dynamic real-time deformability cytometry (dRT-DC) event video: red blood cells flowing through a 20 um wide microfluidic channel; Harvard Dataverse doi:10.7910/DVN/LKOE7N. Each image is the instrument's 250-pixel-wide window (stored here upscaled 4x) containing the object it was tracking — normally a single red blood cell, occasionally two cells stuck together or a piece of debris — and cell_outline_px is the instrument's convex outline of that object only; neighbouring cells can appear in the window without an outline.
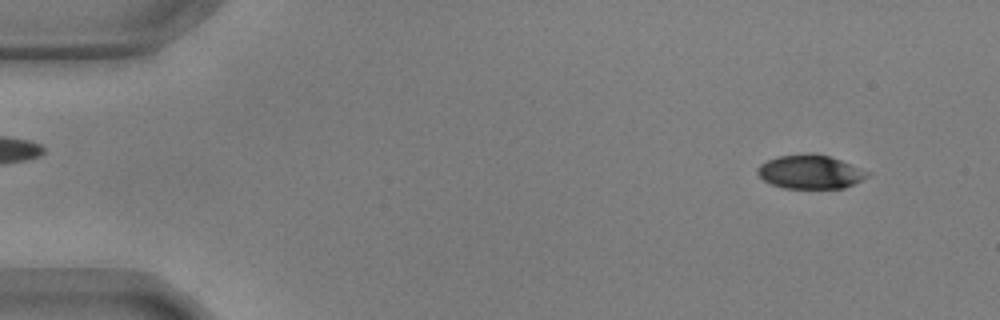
{"species": "common noctule bat (a hibernating species)", "species_latin": "Nyctalus noctula", "temperature_condition": "warm", "stored_images_in_passage": 55, "camera_frame_rate_fps": 3000, "um_per_image_px": 0.085, "animal": {"sex": "male", "body_mass_g": 17.9, "forearm_length_mm": 54.2}, "frame": {"image": 1, "passage_image": 4, "time_ms": 1.0, "image_size_px": [1000, 320], "cell_outline_px": [[872, 172], [868, 176], [844, 188], [784, 188], [772, 184], [764, 180], [756, 172], [756, 168], [760, 164], [768, 160], [780, 156], [808, 152], [812, 152], [828, 156], [840, 160]], "centroid_in_image_um": [68.86, 14.6], "position_along_channel_um": 16.1, "area_um2": 21.62}}
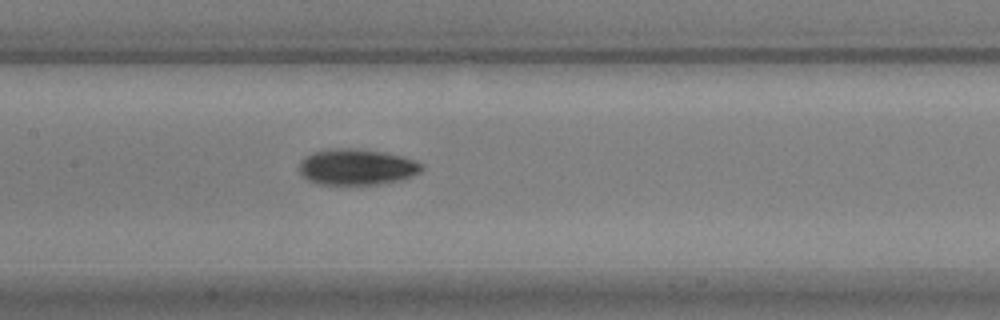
{"frame": {"image": 2, "passage_image": 26, "time_ms": 8.333, "image_size_px": [1000, 320], "cell_outline_px": [[424, 168], [420, 172], [404, 180], [380, 184], [320, 184], [308, 180], [300, 172], [300, 160], [304, 156], [312, 152], [324, 148], [356, 148], [404, 156], [424, 164]], "centroid_in_image_um": [30.34, 14.18], "position_along_channel_um": 177.1, "area_um2": 26.01}}
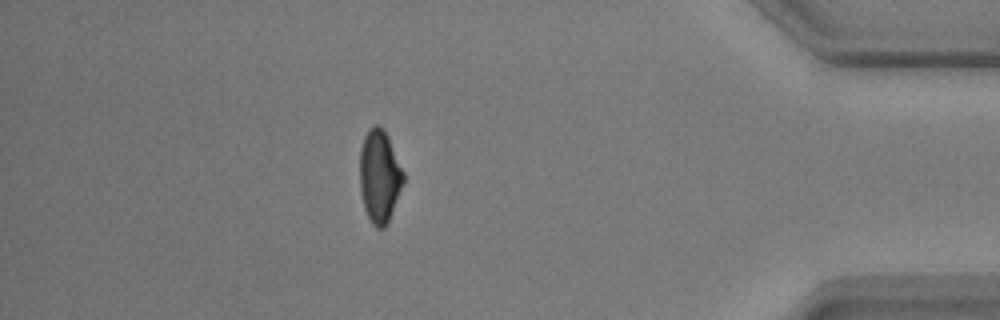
{"frame": {"image": 3, "passage_image": 48, "time_ms": 15.667, "image_size_px": [1000, 320], "cell_outline_px": [[404, 180], [388, 224], [384, 228], [376, 228], [372, 224], [364, 208], [360, 192], [360, 148], [364, 136], [376, 124], [380, 124], [384, 128], [388, 136], [404, 172]], "centroid_in_image_um": [32.26, 14.99], "position_along_channel_um": 402.9, "area_um2": 23.64}, "authors_computed_cell_mechanics": {"area_um2": 23.5246, "velocity_mm_per_s": 3.6304, "shape_relaxation_time_tau1_ms": 2.404, "shape_relaxation_time_tau2_ms": 5.2066, "deformation_change_tau1": 0.1477, "deformation_change_tau2": 0.0931}}